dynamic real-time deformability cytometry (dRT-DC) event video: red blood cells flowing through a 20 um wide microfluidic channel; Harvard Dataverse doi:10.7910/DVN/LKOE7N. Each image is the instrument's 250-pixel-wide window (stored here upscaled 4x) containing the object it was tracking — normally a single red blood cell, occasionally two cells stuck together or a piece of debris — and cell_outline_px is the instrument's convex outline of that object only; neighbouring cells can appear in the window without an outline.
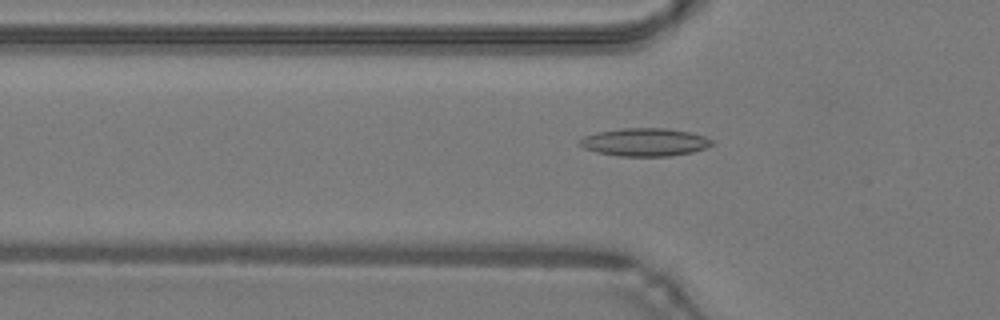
{"species": "common noctule bat (a hibernating species)", "species_latin": "Nyctalus noctula", "temperature_condition": "warm", "stored_images_in_passage": 48, "camera_frame_rate_fps": 3000, "um_per_image_px": 0.085, "animal": {"sex": "male", "body_mass_g": 19.2, "forearm_length_mm": 51.8}, "frame": {"image": 1, "passage_image": 16, "time_ms": 5.0, "image_size_px": [1000, 320], "cell_outline_px": [[716, 144], [692, 152], [668, 156], [620, 156], [596, 152], [584, 148], [576, 144], [576, 140], [584, 136], [596, 132], [620, 128], [668, 128], [692, 132], [704, 136], [712, 140]], "centroid_in_image_um": [54.77, 12.07], "position_along_channel_um": 71.0, "area_um2": 21.85}}
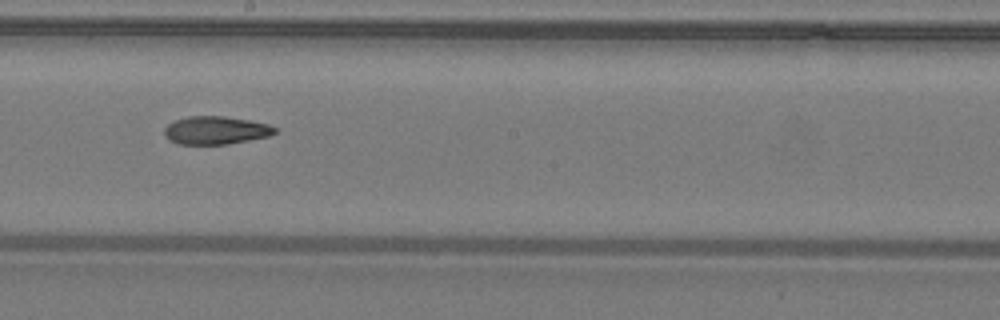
{"frame": {"image": 2, "passage_image": 27, "time_ms": 8.667, "image_size_px": [1000, 320], "cell_outline_px": [[276, 132], [268, 136], [228, 144], [180, 144], [168, 140], [164, 136], [164, 128], [168, 124], [176, 120], [188, 116], [224, 116], [248, 120], [268, 124], [276, 128]], "centroid_in_image_um": [18.3, 11.07], "position_along_channel_um": 229.9, "area_um2": 17.98}}
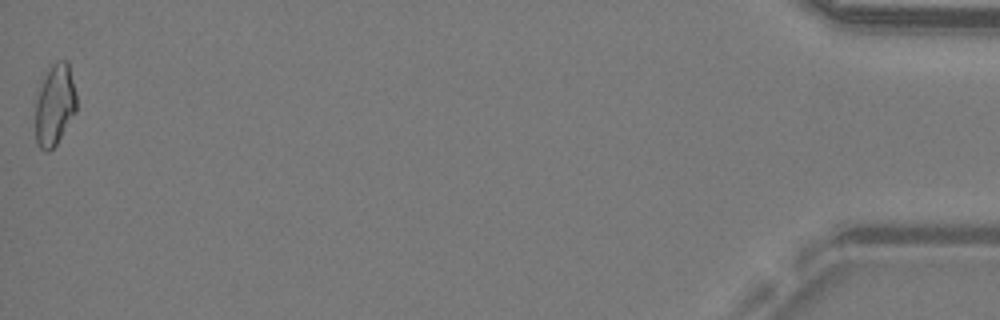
{"frame": {"image": 3, "passage_image": 48, "time_ms": 15.667, "image_size_px": [1000, 320], "cell_outline_px": [[76, 112], [56, 144], [48, 152], [40, 148], [36, 140], [36, 100], [40, 88], [52, 64], [56, 60], [68, 60], [76, 92]], "centroid_in_image_um": [4.68, 8.91], "position_along_channel_um": 430.5, "area_um2": 19.19}, "authors_computed_cell_mechanics": {"area_um2": 18.6983, "velocity_mm_per_s": 4.3142, "shape_relaxation_time_tau1_ms": null, "shape_relaxation_time_tau2_ms": 4.4615, "deformation_change_tau1": null, "deformation_change_tau2": 0.1288}}